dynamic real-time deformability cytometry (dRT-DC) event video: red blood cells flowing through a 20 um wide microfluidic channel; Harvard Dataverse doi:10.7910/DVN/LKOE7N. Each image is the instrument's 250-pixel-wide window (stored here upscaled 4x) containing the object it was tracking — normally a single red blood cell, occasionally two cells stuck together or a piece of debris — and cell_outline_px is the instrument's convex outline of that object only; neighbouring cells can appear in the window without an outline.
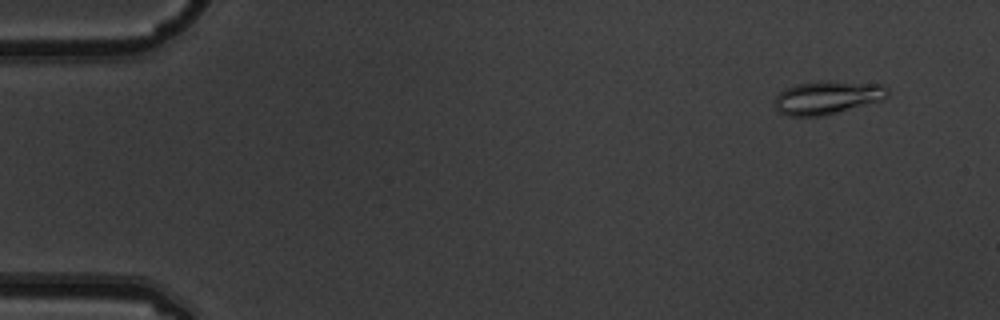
{"species": "common noctule bat (a hibernating species)", "species_latin": "Nyctalus noctula", "temperature_condition": "warm", "stored_images_in_passage": 5, "camera_frame_rate_fps": 3000, "um_per_image_px": 0.085, "animal": {"sex": "male", "body_mass_g": 19.5, "forearm_length_mm": 54.6}, "frame": {"image": 1, "passage_image": 2, "time_ms": 0.333, "image_size_px": [1000, 320], "cell_outline_px": [[888, 96], [880, 100], [824, 116], [784, 116], [776, 108], [772, 100], [784, 88], [796, 84], [820, 80], [828, 80], [884, 84], [888, 88]], "centroid_in_image_um": [70.28, 8.27], "position_along_channel_um": 14.7, "area_um2": 22.25}}